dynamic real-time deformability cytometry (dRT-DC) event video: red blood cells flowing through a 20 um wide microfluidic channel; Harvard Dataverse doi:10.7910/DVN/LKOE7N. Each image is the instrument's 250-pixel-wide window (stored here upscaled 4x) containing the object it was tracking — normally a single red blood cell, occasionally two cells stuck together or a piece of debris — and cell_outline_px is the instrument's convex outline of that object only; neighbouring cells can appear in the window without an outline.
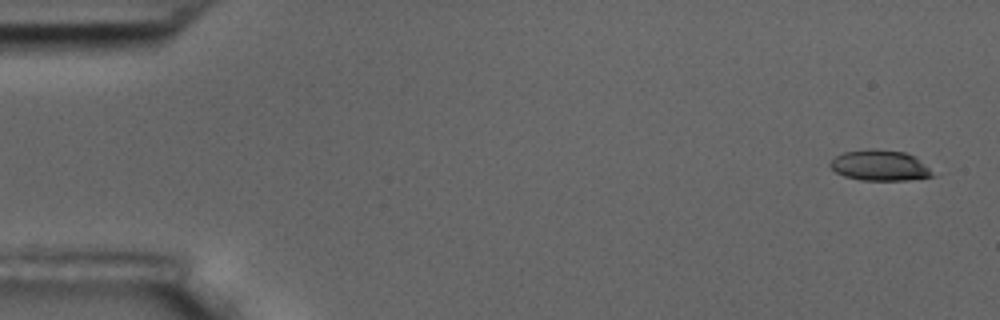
{"species": "common noctule bat (a hibernating species)", "species_latin": "Nyctalus noctula", "temperature_condition": "room temperature", "stored_images_in_passage": 3, "camera_frame_rate_fps": 3000, "um_per_image_px": 0.085, "animal": {"sex": "male", "body_mass_g": 17.5, "forearm_length_mm": 52.3}, "frame": {"image": 1, "passage_image": 1, "time_ms": 0.0, "image_size_px": [1000, 320], "cell_outline_px": [[936, 176], [908, 180], [860, 180], [844, 176], [836, 172], [828, 164], [836, 156], [844, 152], [868, 148], [876, 148], [904, 152], [916, 156]], "centroid_in_image_um": [74.79, 14.05], "position_along_channel_um": 10.2, "area_um2": 18.38}}